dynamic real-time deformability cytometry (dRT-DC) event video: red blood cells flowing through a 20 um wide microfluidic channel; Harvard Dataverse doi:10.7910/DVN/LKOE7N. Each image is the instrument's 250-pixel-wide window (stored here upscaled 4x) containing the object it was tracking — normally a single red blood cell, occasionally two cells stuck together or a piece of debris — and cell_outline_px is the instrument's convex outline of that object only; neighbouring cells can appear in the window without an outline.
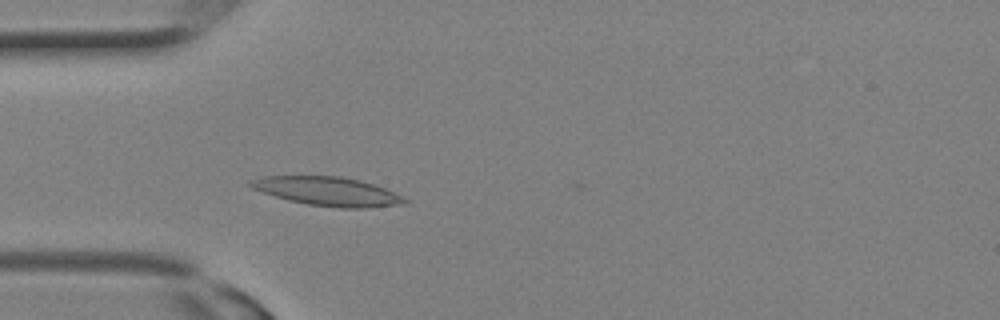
{"species": "Egyptian fruit bat (a non-hibernating species)", "species_latin": "Rousettus aegyptiacus", "temperature_condition": "room temperature", "stored_images_in_passage": 9, "camera_frame_rate_fps": 3000, "um_per_image_px": 0.085, "animal": {"sex": "female"}, "frame": {"image": 1, "passage_image": 7, "time_ms": 2.0, "image_size_px": [1000, 320], "cell_outline_px": [[412, 204], [368, 208], [340, 208], [308, 204], [288, 200], [252, 188], [248, 184], [248, 180], [264, 176], [340, 176], [360, 180], [376, 184], [404, 196], [412, 200]], "centroid_in_image_um": [27.98, 16.27], "position_along_channel_um": 57.0, "area_um2": 26.36}}